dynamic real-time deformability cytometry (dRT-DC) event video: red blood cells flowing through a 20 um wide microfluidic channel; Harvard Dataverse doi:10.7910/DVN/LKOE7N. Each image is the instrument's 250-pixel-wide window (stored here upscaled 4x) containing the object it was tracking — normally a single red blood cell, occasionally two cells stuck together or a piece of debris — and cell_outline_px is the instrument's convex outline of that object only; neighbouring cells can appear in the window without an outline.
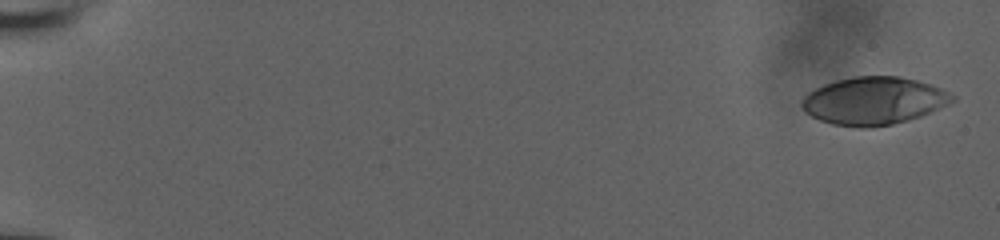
{"species": "human", "species_latin": "Homo sapiens", "temperature_condition": "room temperature", "stored_images_in_passage": 17, "camera_frame_rate_fps": 3000, "um_per_image_px": 0.085, "donor": {"sex": "male"}, "frame": {"image": 1, "passage_image": 1, "time_ms": 0.0, "image_size_px": [1000, 240], "cell_outline_px": [[956, 100], [948, 104], [920, 116], [908, 120], [892, 124], [872, 128], [860, 128], [832, 124], [820, 120], [804, 112], [800, 104], [804, 96], [808, 92], [824, 84], [836, 80], [852, 76], [896, 76], [916, 80], [932, 84], [956, 96]], "centroid_in_image_um": [74.25, 8.57], "position_along_channel_um": 10.7, "area_um2": 41.96}}
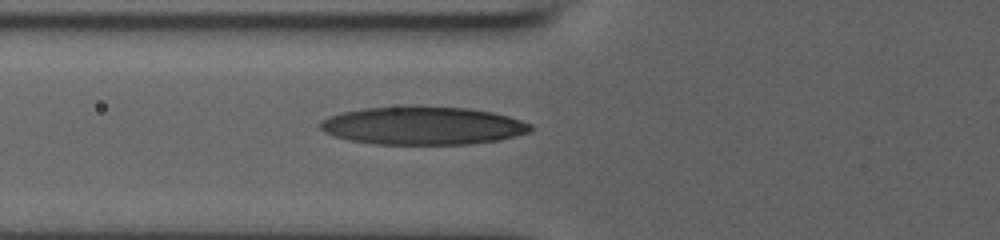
{"frame": {"image": 2, "passage_image": 15, "time_ms": 4.667, "image_size_px": [1000, 240], "cell_outline_px": [[532, 132], [500, 140], [468, 144], [376, 144], [352, 140], [336, 136], [324, 132], [320, 128], [320, 120], [344, 112], [364, 108], [404, 104], [420, 104], [468, 108], [492, 112], [508, 116], [532, 124]], "centroid_in_image_um": [35.98, 10.65], "position_along_channel_um": 89.8, "area_um2": 47.45}}
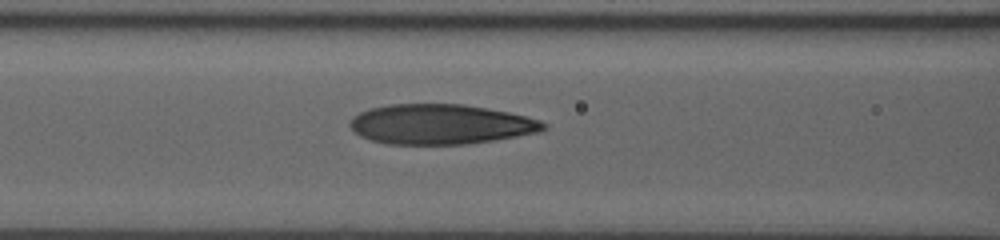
{"frame": {"image": 3, "passage_image": 17, "time_ms": 5.333, "image_size_px": [1000, 240], "cell_outline_px": [[548, 128], [540, 132], [468, 144], [388, 144], [372, 140], [360, 136], [348, 124], [352, 116], [368, 108], [388, 104], [464, 104], [488, 108], [508, 112], [540, 120], [548, 124]], "centroid_in_image_um": [37.45, 10.55], "position_along_channel_um": 129.2, "area_um2": 45.2}}